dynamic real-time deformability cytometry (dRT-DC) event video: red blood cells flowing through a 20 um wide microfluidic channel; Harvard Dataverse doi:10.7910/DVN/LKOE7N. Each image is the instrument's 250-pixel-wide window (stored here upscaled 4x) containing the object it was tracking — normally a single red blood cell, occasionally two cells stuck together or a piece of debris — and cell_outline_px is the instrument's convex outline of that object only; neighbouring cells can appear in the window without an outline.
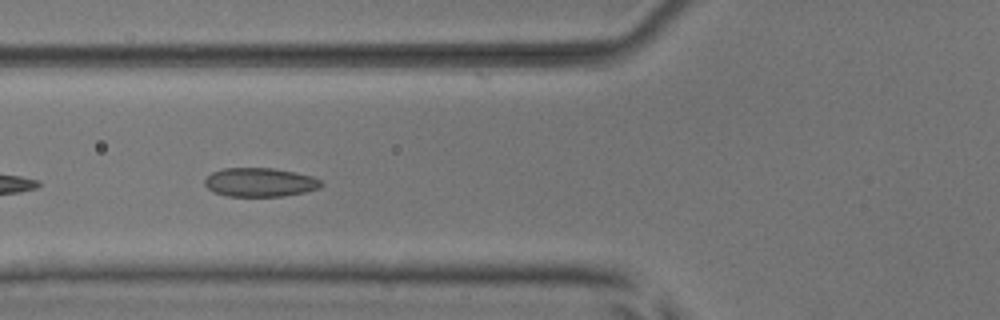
{"species": "common noctule bat (a hibernating species)", "species_latin": "Nyctalus noctula", "temperature_condition": "room temperature", "stored_images_in_passage": 9, "camera_frame_rate_fps": 3000, "um_per_image_px": 0.085, "animal": {"sex": "male", "body_mass_g": 17.9, "forearm_length_mm": 54.2}, "frame": {"image": 1, "passage_image": 7, "time_ms": 6.667, "image_size_px": [1000, 320], "cell_outline_px": [[324, 184], [320, 188], [304, 192], [284, 196], [228, 196], [212, 192], [204, 184], [204, 180], [212, 172], [224, 168], [276, 168], [312, 176], [320, 180]], "centroid_in_image_um": [22.09, 15.49], "position_along_channel_um": 103.7, "area_um2": 19.65}}
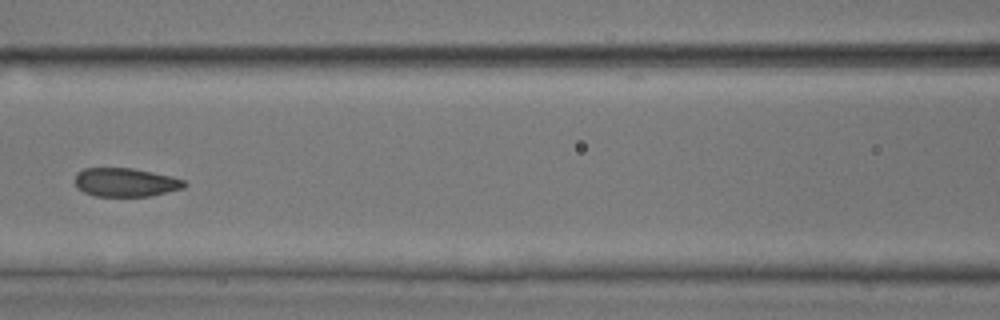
{"frame": {"image": 2, "passage_image": 8, "time_ms": 8.0, "image_size_px": [1000, 320], "cell_outline_px": [[188, 184], [184, 188], [148, 196], [96, 196], [84, 192], [76, 188], [72, 180], [76, 172], [84, 168], [132, 168], [172, 176], [184, 180]], "centroid_in_image_um": [10.62, 15.49], "position_along_channel_um": 156.0, "area_um2": 18.5}}